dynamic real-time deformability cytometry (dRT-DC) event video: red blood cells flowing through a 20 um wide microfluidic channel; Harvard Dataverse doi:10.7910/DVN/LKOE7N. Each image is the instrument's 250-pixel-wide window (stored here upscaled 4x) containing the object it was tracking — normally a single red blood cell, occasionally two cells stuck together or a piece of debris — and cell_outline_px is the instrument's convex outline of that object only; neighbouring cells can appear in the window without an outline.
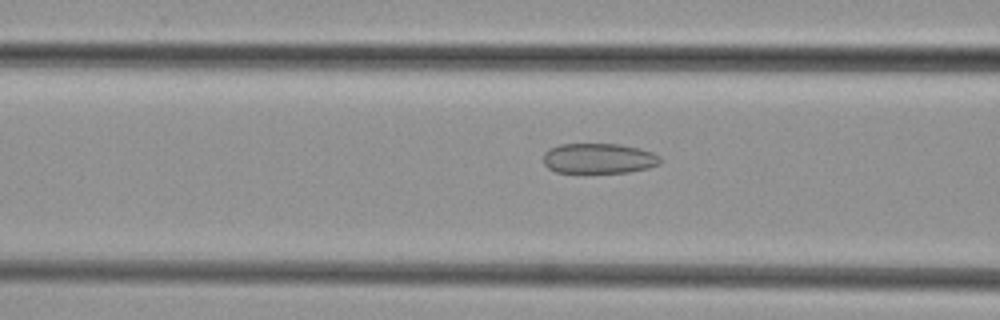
{"species": "common noctule bat (a hibernating species)", "species_latin": "Nyctalus noctula", "temperature_condition": "cold", "stored_images_in_passage": 42, "camera_frame_rate_fps": 3000, "um_per_image_px": 0.085, "animal": {"sex": "female", "body_mass_g": 29.2, "forearm_length_mm": 56.3}, "frame": {"image": 1, "passage_image": 13, "time_ms": 4.0, "image_size_px": [1000, 320], "cell_outline_px": [[660, 164], [648, 168], [628, 172], [556, 172], [548, 168], [544, 164], [544, 152], [548, 148], [560, 144], [620, 144], [640, 148], [652, 152], [660, 156]], "centroid_in_image_um": [50.89, 13.45], "position_along_channel_um": 115.7, "area_um2": 20.63}}
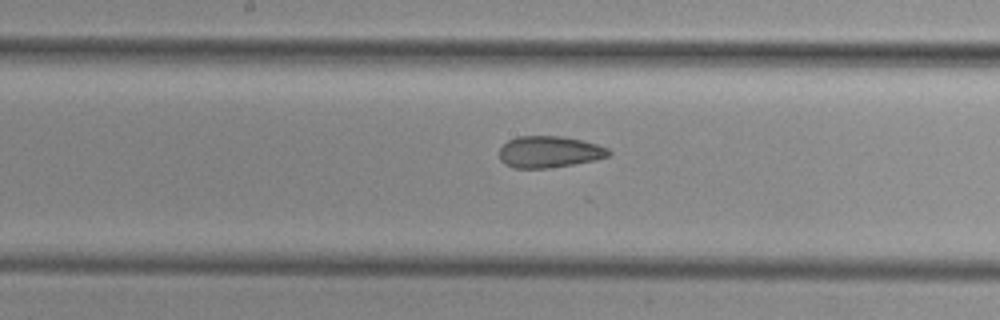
{"frame": {"image": 2, "passage_image": 19, "time_ms": 6.0, "image_size_px": [1000, 320], "cell_outline_px": [[612, 152], [608, 156], [596, 160], [548, 168], [512, 168], [504, 164], [500, 160], [500, 148], [508, 140], [516, 136], [564, 136], [596, 144], [608, 148]], "centroid_in_image_um": [46.67, 12.91], "position_along_channel_um": 201.5, "area_um2": 20.17}}
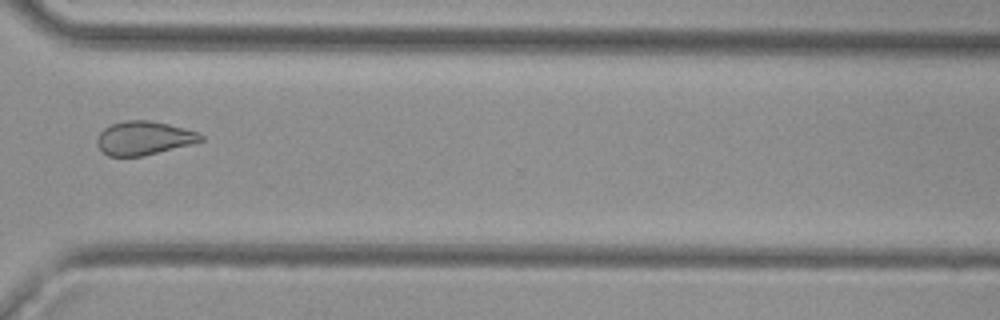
{"frame": {"image": 3, "passage_image": 30, "time_ms": 9.667, "image_size_px": [1000, 320], "cell_outline_px": [[204, 140], [192, 144], [144, 156], [108, 156], [96, 144], [96, 140], [100, 132], [104, 128], [112, 124], [124, 120], [148, 120], [168, 124], [184, 128], [196, 132], [204, 136]], "centroid_in_image_um": [12.23, 11.74], "position_along_channel_um": 358.4, "area_um2": 20.35}}